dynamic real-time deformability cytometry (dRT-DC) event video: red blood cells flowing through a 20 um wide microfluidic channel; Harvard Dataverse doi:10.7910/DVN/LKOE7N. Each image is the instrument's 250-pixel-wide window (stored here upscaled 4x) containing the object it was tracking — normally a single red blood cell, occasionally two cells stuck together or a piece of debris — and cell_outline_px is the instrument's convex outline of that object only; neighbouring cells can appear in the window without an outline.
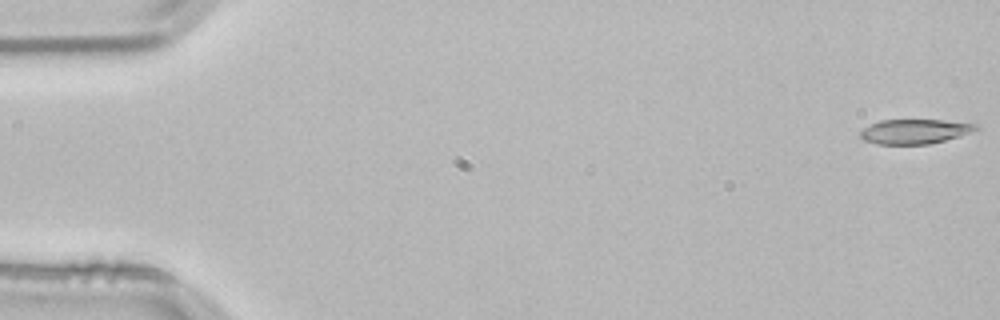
{"species": "common noctule bat (a hibernating species)", "species_latin": "Nyctalus noctula", "temperature_condition": "room temperature", "stored_images_in_passage": 16, "camera_frame_rate_fps": 3000, "um_per_image_px": 0.085, "animal": {"sex": "male", "body_mass_g": 21.5, "forearm_length_mm": 52.0}, "frame": {"image": 1, "passage_image": 1, "time_ms": 0.0, "image_size_px": [1000, 320], "cell_outline_px": [[980, 128], [944, 140], [928, 144], [876, 144], [864, 140], [860, 136], [860, 132], [864, 128], [880, 120], [944, 120], [980, 124]], "centroid_in_image_um": [77.74, 11.16], "position_along_channel_um": 7.3, "area_um2": 16.36}}
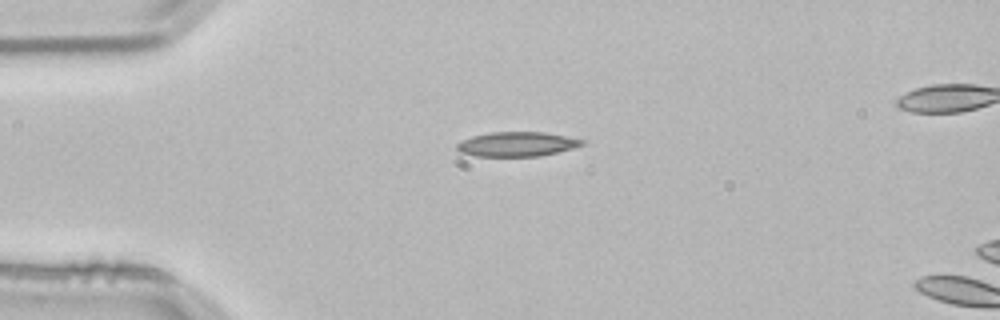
{"frame": {"image": 2, "passage_image": 13, "time_ms": 4.0, "image_size_px": [1000, 320], "cell_outline_px": [[584, 144], [572, 148], [540, 156], [476, 156], [460, 152], [456, 148], [456, 144], [460, 140], [472, 136], [488, 132], [544, 132], [584, 140]], "centroid_in_image_um": [43.88, 12.25], "position_along_channel_um": 41.1, "area_um2": 17.8}}